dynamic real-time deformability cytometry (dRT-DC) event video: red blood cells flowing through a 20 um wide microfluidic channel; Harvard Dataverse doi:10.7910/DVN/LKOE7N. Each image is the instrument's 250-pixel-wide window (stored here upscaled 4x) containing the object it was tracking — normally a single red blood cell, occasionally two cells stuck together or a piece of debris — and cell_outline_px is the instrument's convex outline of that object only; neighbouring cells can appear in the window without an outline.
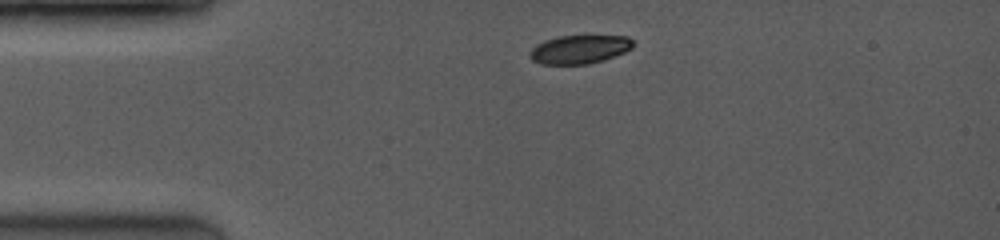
{"species": "common noctule bat (a hibernating species)", "species_latin": "Nyctalus noctula", "temperature_condition": "room temperature", "stored_images_in_passage": 7, "camera_frame_rate_fps": 3500, "um_per_image_px": 0.085, "animal": {"sex": "female", "body_mass_g": 19.0, "forearm_length_mm": 53.3}, "frame": {"image": 1, "passage_image": 1, "time_ms": 0.0, "image_size_px": [1000, 240], "cell_outline_px": [[636, 44], [632, 48], [624, 52], [588, 64], [540, 64], [532, 60], [528, 56], [532, 48], [536, 44], [544, 40], [560, 36], [628, 36]], "centroid_in_image_um": [49.23, 4.19], "position_along_channel_um": 35.8, "area_um2": 17.11}}